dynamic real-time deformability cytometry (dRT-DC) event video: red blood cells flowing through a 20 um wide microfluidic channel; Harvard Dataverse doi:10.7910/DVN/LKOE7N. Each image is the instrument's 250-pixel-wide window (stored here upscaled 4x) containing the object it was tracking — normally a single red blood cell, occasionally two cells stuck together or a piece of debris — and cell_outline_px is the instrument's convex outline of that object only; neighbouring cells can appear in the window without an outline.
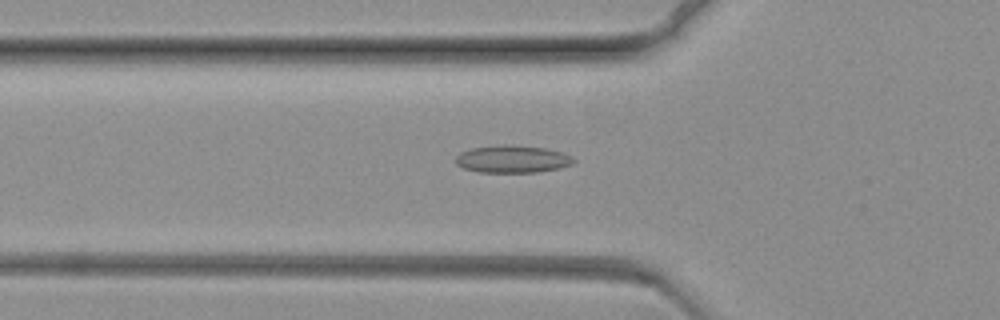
{"species": "common noctule bat (a hibernating species)", "species_latin": "Nyctalus noctula", "temperature_condition": "warm", "stored_images_in_passage": 74, "camera_frame_rate_fps": 3000, "um_per_image_px": 0.085, "animal": {"sex": "female", "body_mass_g": 19.3, "forearm_length_mm": 54.1}, "frame": {"image": 1, "passage_image": 26, "time_ms": 8.333, "image_size_px": [1000, 320], "cell_outline_px": [[576, 160], [572, 164], [560, 168], [536, 172], [480, 172], [464, 168], [456, 164], [456, 156], [460, 152], [472, 148], [504, 144], [508, 144], [548, 148], [572, 156]], "centroid_in_image_um": [43.57, 13.51], "position_along_channel_um": 82.2, "area_um2": 18.9}}
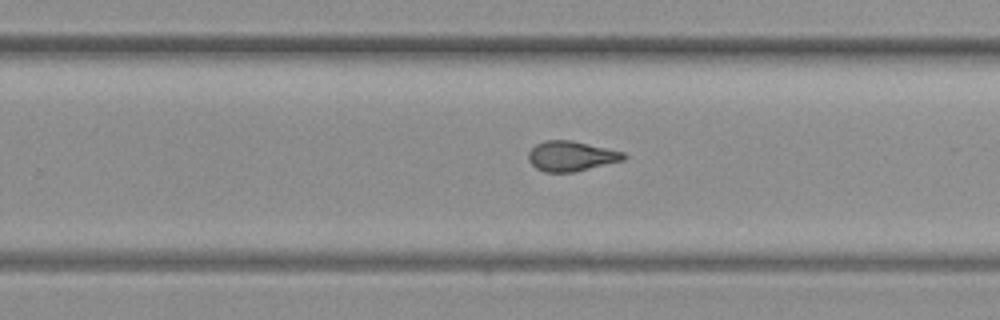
{"frame": {"image": 2, "passage_image": 47, "time_ms": 15.333, "image_size_px": [1000, 320], "cell_outline_px": [[628, 156], [624, 160], [572, 172], [544, 172], [536, 168], [528, 160], [528, 152], [536, 144], [544, 140], [572, 140], [624, 152]], "centroid_in_image_um": [48.54, 13.26], "position_along_channel_um": 281.3, "area_um2": 16.65}}
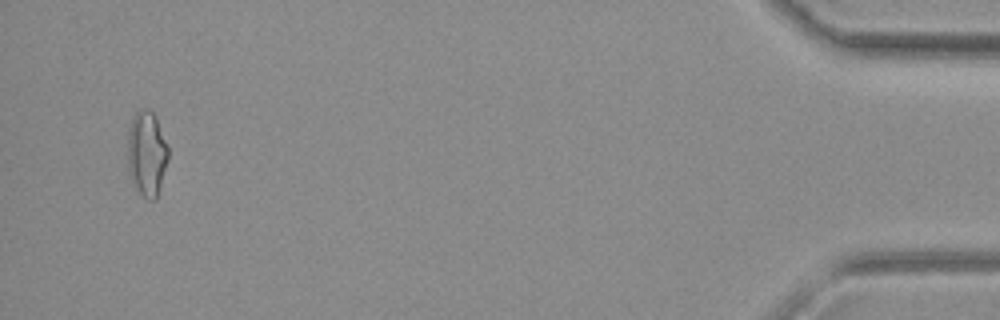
{"frame": {"image": 3, "passage_image": 71, "time_ms": 23.333, "image_size_px": [1000, 320], "cell_outline_px": [[168, 160], [160, 188], [156, 200], [148, 200], [136, 188], [128, 176], [128, 128], [132, 116], [136, 112], [144, 108], [148, 108], [156, 116], [168, 148]], "centroid_in_image_um": [12.46, 13.05], "position_along_channel_um": 422.7, "area_um2": 20.35}}